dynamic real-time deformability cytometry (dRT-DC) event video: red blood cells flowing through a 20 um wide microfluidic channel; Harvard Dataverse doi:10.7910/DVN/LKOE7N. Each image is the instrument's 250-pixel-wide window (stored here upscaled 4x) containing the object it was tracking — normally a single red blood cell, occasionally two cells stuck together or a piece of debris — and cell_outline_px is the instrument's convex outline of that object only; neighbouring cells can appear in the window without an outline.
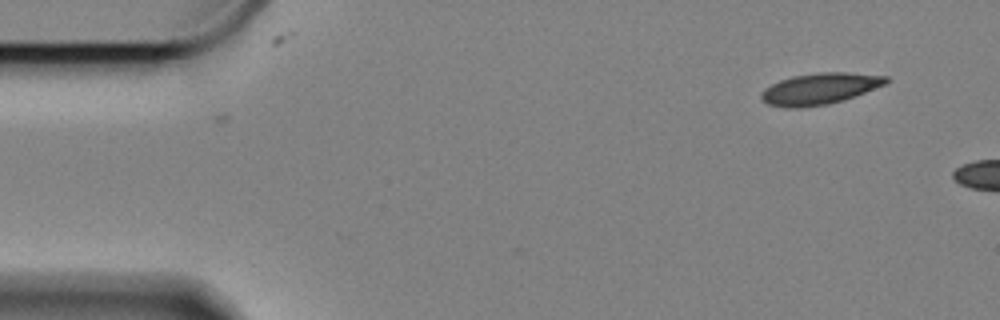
{"species": "Egyptian fruit bat (a non-hibernating species)", "species_latin": "Rousettus aegyptiacus", "temperature_condition": "cold", "stored_images_in_passage": 2, "camera_frame_rate_fps": 3000, "um_per_image_px": 0.085, "animal": {"sex": "female"}, "frame": {"image": 1, "passage_image": 1, "time_ms": 0.0, "image_size_px": [1000, 320], "cell_outline_px": [[888, 80], [884, 84], [844, 100], [828, 104], [800, 108], [784, 108], [768, 104], [760, 100], [760, 92], [764, 88], [780, 80], [792, 76], [816, 72], [844, 72], [888, 76]], "centroid_in_image_um": [69.6, 7.55], "position_along_channel_um": 15.4, "area_um2": 22.83}}